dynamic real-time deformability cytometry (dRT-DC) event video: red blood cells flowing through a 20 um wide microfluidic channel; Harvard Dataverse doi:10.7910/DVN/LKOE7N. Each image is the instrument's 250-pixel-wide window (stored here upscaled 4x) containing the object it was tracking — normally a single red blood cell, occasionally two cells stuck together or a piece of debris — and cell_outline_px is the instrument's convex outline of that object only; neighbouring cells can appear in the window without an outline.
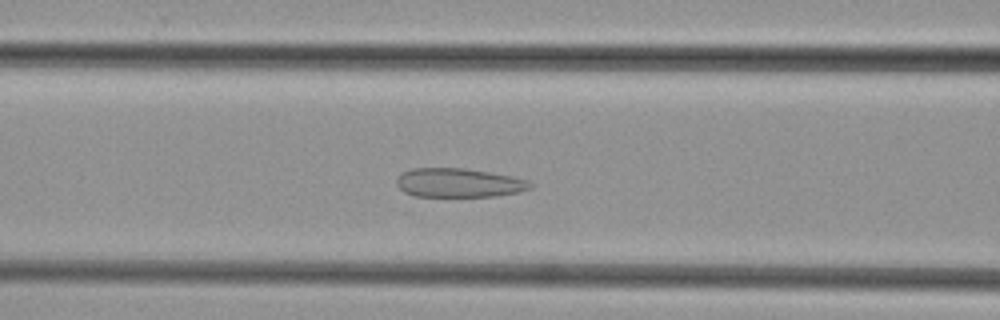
{"species": "common noctule bat (a hibernating species)", "species_latin": "Nyctalus noctula", "temperature_condition": "cold", "stored_images_in_passage": 45, "camera_frame_rate_fps": 3000, "um_per_image_px": 0.085, "animal": {"sex": "female", "body_mass_g": 29.2, "forearm_length_mm": 56.3}, "frame": {"image": 1, "passage_image": 16, "time_ms": 5.0, "image_size_px": [1000, 320], "cell_outline_px": [[532, 188], [520, 192], [496, 196], [416, 196], [404, 192], [396, 184], [396, 180], [404, 172], [412, 168], [464, 168], [512, 176], [528, 180], [532, 184]], "centroid_in_image_um": [39.03, 15.54], "position_along_channel_um": 127.6, "area_um2": 22.48}}
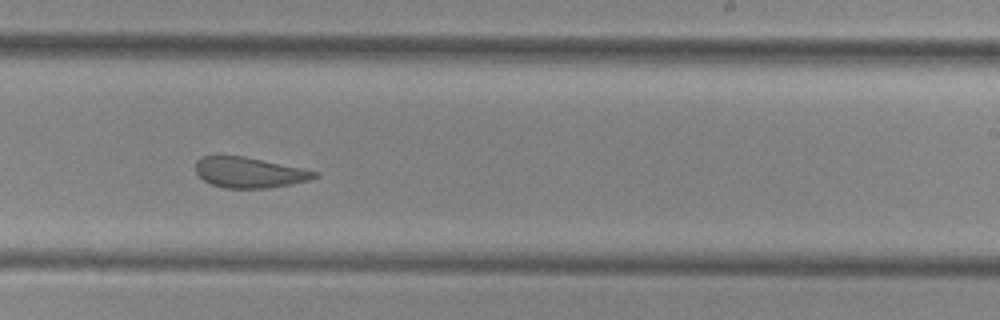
{"frame": {"image": 2, "passage_image": 26, "time_ms": 8.333, "image_size_px": [1000, 320], "cell_outline_px": [[320, 176], [308, 180], [292, 184], [264, 188], [224, 188], [212, 184], [204, 180], [196, 172], [196, 160], [204, 156], [244, 156], [320, 172]], "centroid_in_image_um": [21.21, 14.66], "position_along_channel_um": 267.8, "area_um2": 20.98}}
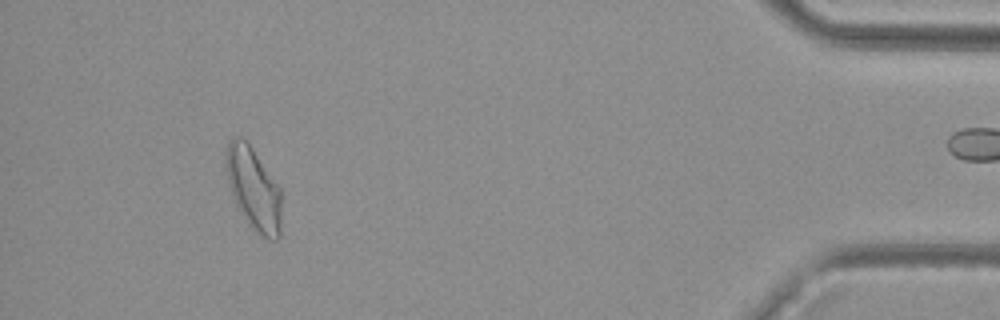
{"frame": {"image": 3, "passage_image": 41, "time_ms": 13.333, "image_size_px": [1000, 320], "cell_outline_px": [[280, 240], [268, 240], [260, 236], [252, 228], [236, 204], [228, 184], [224, 164], [224, 156], [228, 140], [232, 136], [240, 136], [252, 148], [280, 188]], "centroid_in_image_um": [21.51, 16.03], "position_along_channel_um": 413.7, "area_um2": 26.76}}